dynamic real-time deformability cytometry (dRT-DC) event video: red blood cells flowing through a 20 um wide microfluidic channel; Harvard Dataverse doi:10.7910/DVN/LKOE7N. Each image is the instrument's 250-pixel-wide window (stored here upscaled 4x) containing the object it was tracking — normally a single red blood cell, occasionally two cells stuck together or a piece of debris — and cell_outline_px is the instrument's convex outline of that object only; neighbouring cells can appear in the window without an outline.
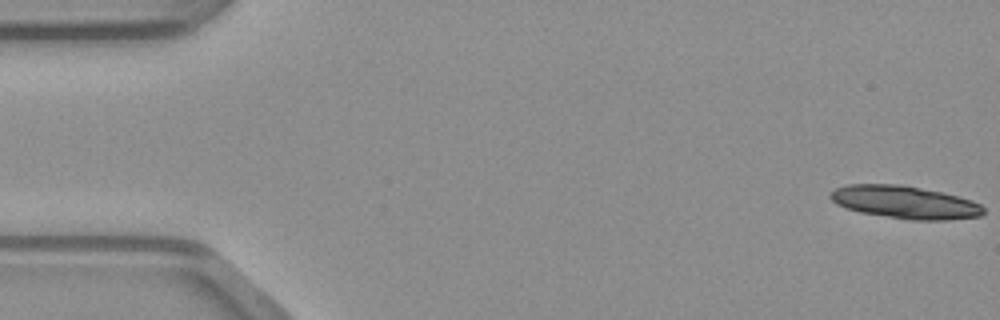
{"species": "common noctule bat (a hibernating species)", "species_latin": "Nyctalus noctula", "temperature_condition": "warm", "stored_images_in_passage": 35, "camera_frame_rate_fps": 3000, "um_per_image_px": 0.085, "animal": {"sex": "male", "body_mass_g": 23.1, "forearm_length_mm": 52.7}, "frame": {"image": 1, "passage_image": 1, "time_ms": 0.0, "image_size_px": [1000, 320], "cell_outline_px": [[984, 212], [980, 216], [948, 220], [912, 220], [860, 212], [836, 204], [828, 196], [828, 192], [836, 188], [848, 184], [900, 184], [960, 196], [972, 200], [980, 204], [984, 208]], "centroid_in_image_um": [76.91, 17.18], "position_along_channel_um": 8.1, "area_um2": 29.19}}
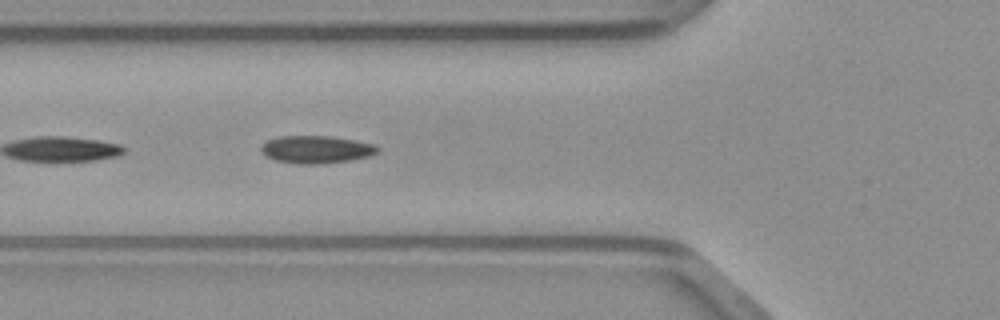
{"frame": {"image": 2, "passage_image": 18, "time_ms": 5.667, "image_size_px": [1000, 320], "cell_outline_px": [[380, 152], [372, 156], [348, 160], [316, 164], [304, 164], [276, 160], [268, 156], [260, 148], [268, 140], [280, 136], [328, 136], [356, 140], [376, 144], [380, 148]], "centroid_in_image_um": [26.98, 12.69], "position_along_channel_um": 98.8, "area_um2": 18.55}}
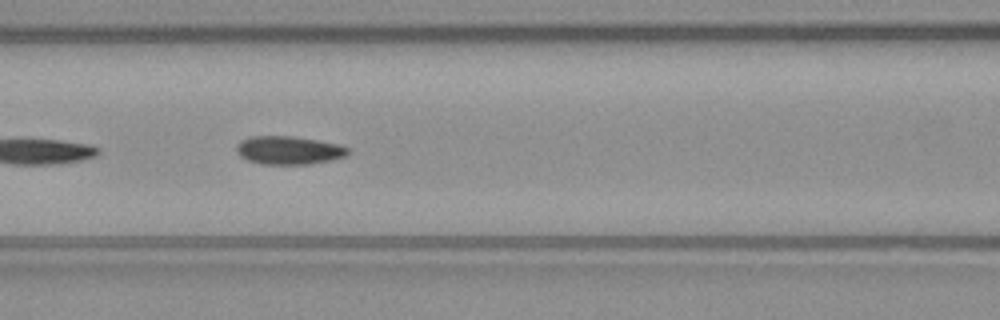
{"frame": {"image": 3, "passage_image": 21, "time_ms": 6.667, "image_size_px": [1000, 320], "cell_outline_px": [[348, 152], [344, 156], [332, 160], [308, 164], [260, 164], [248, 160], [240, 156], [236, 152], [236, 148], [240, 140], [248, 136], [292, 136], [340, 144], [348, 148]], "centroid_in_image_um": [24.51, 12.77], "position_along_channel_um": 142.1, "area_um2": 18.38}}